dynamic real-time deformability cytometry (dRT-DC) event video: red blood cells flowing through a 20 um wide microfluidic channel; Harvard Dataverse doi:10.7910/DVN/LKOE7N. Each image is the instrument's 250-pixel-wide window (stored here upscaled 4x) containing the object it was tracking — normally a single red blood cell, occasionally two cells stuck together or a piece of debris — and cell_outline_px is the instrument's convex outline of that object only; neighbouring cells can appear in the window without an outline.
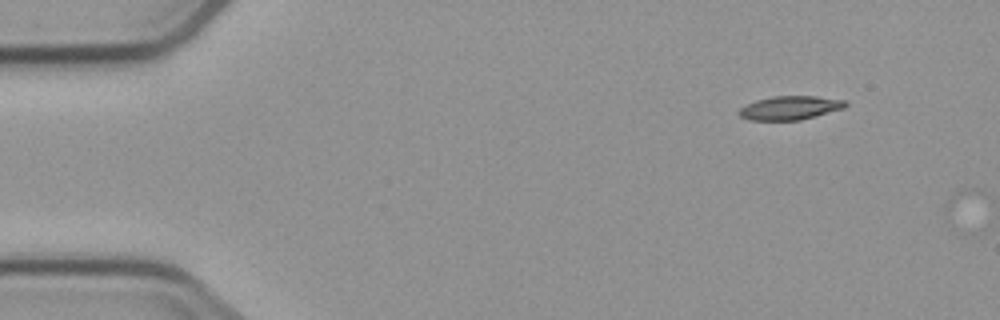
{"species": "common noctule bat (a hibernating species)", "species_latin": "Nyctalus noctula", "temperature_condition": "cold", "stored_images_in_passage": 5, "segment_of_instrument_passage": [2, 2], "camera_frame_rate_fps": 3000, "um_per_image_px": 0.085, "animal": {"sex": "male", "body_mass_g": 23.1, "forearm_length_mm": 52.7}, "frame": {"image": 1, "passage_image": 5, "time_ms": 5.667, "image_size_px": [1000, 320], "cell_outline_px": [[848, 104], [844, 108], [800, 120], [748, 120], [740, 116], [736, 112], [740, 108], [756, 100], [772, 96], [816, 96], [844, 100]], "centroid_in_image_um": [67.12, 9.16], "position_along_channel_um": 17.9, "area_um2": 14.68}}